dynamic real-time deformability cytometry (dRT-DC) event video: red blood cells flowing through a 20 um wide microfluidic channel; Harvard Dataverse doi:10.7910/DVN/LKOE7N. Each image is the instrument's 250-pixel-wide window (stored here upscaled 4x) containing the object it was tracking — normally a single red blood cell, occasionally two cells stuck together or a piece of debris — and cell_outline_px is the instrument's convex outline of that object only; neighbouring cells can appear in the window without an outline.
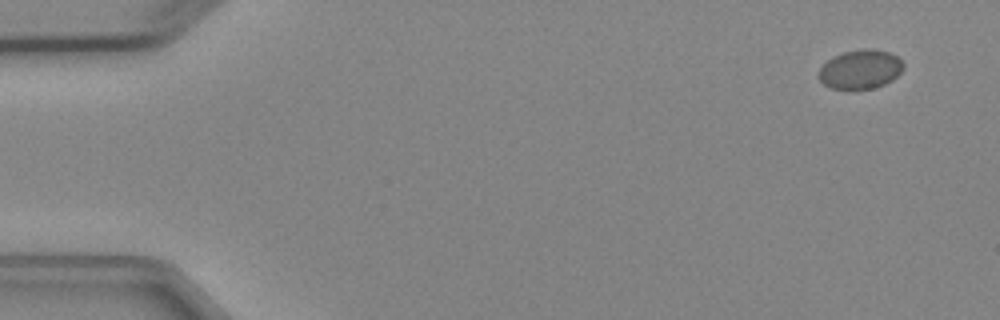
{"species": "Egyptian fruit bat (a non-hibernating species)", "species_latin": "Rousettus aegyptiacus", "temperature_condition": "cold", "stored_images_in_passage": 4, "camera_frame_rate_fps": 3000, "um_per_image_px": 0.085, "animal": {"sex": "female"}, "frame": {"image": 1, "passage_image": 1, "time_ms": 0.0, "image_size_px": [1000, 320], "cell_outline_px": [[904, 68], [892, 80], [884, 84], [872, 88], [852, 92], [848, 92], [828, 88], [816, 76], [816, 72], [832, 56], [844, 52], [864, 48], [872, 48], [888, 52], [896, 56], [904, 64]], "centroid_in_image_um": [73.07, 5.94], "position_along_channel_um": 11.9, "area_um2": 19.94}}